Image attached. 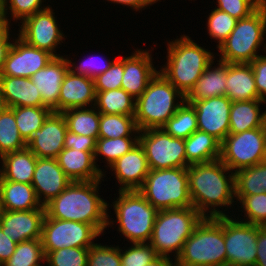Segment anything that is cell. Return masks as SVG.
Instances as JSON below:
<instances>
[{
  "label": "cell",
  "instance_id": "obj_7",
  "mask_svg": "<svg viewBox=\"0 0 266 266\" xmlns=\"http://www.w3.org/2000/svg\"><path fill=\"white\" fill-rule=\"evenodd\" d=\"M264 40L266 1L248 17L237 20L228 38L217 48L220 53L217 56H220L219 60L227 63H251L260 55V50L266 53Z\"/></svg>",
  "mask_w": 266,
  "mask_h": 266
},
{
  "label": "cell",
  "instance_id": "obj_53",
  "mask_svg": "<svg viewBox=\"0 0 266 266\" xmlns=\"http://www.w3.org/2000/svg\"><path fill=\"white\" fill-rule=\"evenodd\" d=\"M16 242H14L10 236L3 233L0 226V266L6 262L15 251Z\"/></svg>",
  "mask_w": 266,
  "mask_h": 266
},
{
  "label": "cell",
  "instance_id": "obj_58",
  "mask_svg": "<svg viewBox=\"0 0 266 266\" xmlns=\"http://www.w3.org/2000/svg\"><path fill=\"white\" fill-rule=\"evenodd\" d=\"M1 21H6L3 10V0H0V22Z\"/></svg>",
  "mask_w": 266,
  "mask_h": 266
},
{
  "label": "cell",
  "instance_id": "obj_59",
  "mask_svg": "<svg viewBox=\"0 0 266 266\" xmlns=\"http://www.w3.org/2000/svg\"><path fill=\"white\" fill-rule=\"evenodd\" d=\"M262 130H263V133H264V140H265V145H266V116H265V118L263 120Z\"/></svg>",
  "mask_w": 266,
  "mask_h": 266
},
{
  "label": "cell",
  "instance_id": "obj_15",
  "mask_svg": "<svg viewBox=\"0 0 266 266\" xmlns=\"http://www.w3.org/2000/svg\"><path fill=\"white\" fill-rule=\"evenodd\" d=\"M53 58L52 54L27 44L18 36L8 51L0 75L30 78Z\"/></svg>",
  "mask_w": 266,
  "mask_h": 266
},
{
  "label": "cell",
  "instance_id": "obj_57",
  "mask_svg": "<svg viewBox=\"0 0 266 266\" xmlns=\"http://www.w3.org/2000/svg\"><path fill=\"white\" fill-rule=\"evenodd\" d=\"M7 108L5 99H4V95H3V91H2V86L0 84V114Z\"/></svg>",
  "mask_w": 266,
  "mask_h": 266
},
{
  "label": "cell",
  "instance_id": "obj_2",
  "mask_svg": "<svg viewBox=\"0 0 266 266\" xmlns=\"http://www.w3.org/2000/svg\"><path fill=\"white\" fill-rule=\"evenodd\" d=\"M101 181H72L45 205L46 214L50 218L91 224L103 235L108 227L109 204L99 195Z\"/></svg>",
  "mask_w": 266,
  "mask_h": 266
},
{
  "label": "cell",
  "instance_id": "obj_47",
  "mask_svg": "<svg viewBox=\"0 0 266 266\" xmlns=\"http://www.w3.org/2000/svg\"><path fill=\"white\" fill-rule=\"evenodd\" d=\"M87 266H121L119 245L94 243L89 248Z\"/></svg>",
  "mask_w": 266,
  "mask_h": 266
},
{
  "label": "cell",
  "instance_id": "obj_27",
  "mask_svg": "<svg viewBox=\"0 0 266 266\" xmlns=\"http://www.w3.org/2000/svg\"><path fill=\"white\" fill-rule=\"evenodd\" d=\"M0 84L7 107L42 106L41 92L30 78L0 75Z\"/></svg>",
  "mask_w": 266,
  "mask_h": 266
},
{
  "label": "cell",
  "instance_id": "obj_34",
  "mask_svg": "<svg viewBox=\"0 0 266 266\" xmlns=\"http://www.w3.org/2000/svg\"><path fill=\"white\" fill-rule=\"evenodd\" d=\"M235 195L266 192V161L234 172Z\"/></svg>",
  "mask_w": 266,
  "mask_h": 266
},
{
  "label": "cell",
  "instance_id": "obj_4",
  "mask_svg": "<svg viewBox=\"0 0 266 266\" xmlns=\"http://www.w3.org/2000/svg\"><path fill=\"white\" fill-rule=\"evenodd\" d=\"M178 266H222L227 263L224 216L203 217L176 258Z\"/></svg>",
  "mask_w": 266,
  "mask_h": 266
},
{
  "label": "cell",
  "instance_id": "obj_10",
  "mask_svg": "<svg viewBox=\"0 0 266 266\" xmlns=\"http://www.w3.org/2000/svg\"><path fill=\"white\" fill-rule=\"evenodd\" d=\"M220 160L233 172L266 161L262 128L229 133L221 142Z\"/></svg>",
  "mask_w": 266,
  "mask_h": 266
},
{
  "label": "cell",
  "instance_id": "obj_11",
  "mask_svg": "<svg viewBox=\"0 0 266 266\" xmlns=\"http://www.w3.org/2000/svg\"><path fill=\"white\" fill-rule=\"evenodd\" d=\"M139 143L151 170L188 167L184 139L172 137L162 128L140 131Z\"/></svg>",
  "mask_w": 266,
  "mask_h": 266
},
{
  "label": "cell",
  "instance_id": "obj_9",
  "mask_svg": "<svg viewBox=\"0 0 266 266\" xmlns=\"http://www.w3.org/2000/svg\"><path fill=\"white\" fill-rule=\"evenodd\" d=\"M157 210L191 207L187 167L149 171L138 189Z\"/></svg>",
  "mask_w": 266,
  "mask_h": 266
},
{
  "label": "cell",
  "instance_id": "obj_20",
  "mask_svg": "<svg viewBox=\"0 0 266 266\" xmlns=\"http://www.w3.org/2000/svg\"><path fill=\"white\" fill-rule=\"evenodd\" d=\"M45 209L6 211L0 213V226L17 244L31 239H41Z\"/></svg>",
  "mask_w": 266,
  "mask_h": 266
},
{
  "label": "cell",
  "instance_id": "obj_12",
  "mask_svg": "<svg viewBox=\"0 0 266 266\" xmlns=\"http://www.w3.org/2000/svg\"><path fill=\"white\" fill-rule=\"evenodd\" d=\"M102 234L91 224L50 218L47 214L42 225V246L45 255L64 247L90 248Z\"/></svg>",
  "mask_w": 266,
  "mask_h": 266
},
{
  "label": "cell",
  "instance_id": "obj_16",
  "mask_svg": "<svg viewBox=\"0 0 266 266\" xmlns=\"http://www.w3.org/2000/svg\"><path fill=\"white\" fill-rule=\"evenodd\" d=\"M196 112L198 130L213 135L222 142L229 134L232 101L226 96H215L190 103Z\"/></svg>",
  "mask_w": 266,
  "mask_h": 266
},
{
  "label": "cell",
  "instance_id": "obj_45",
  "mask_svg": "<svg viewBox=\"0 0 266 266\" xmlns=\"http://www.w3.org/2000/svg\"><path fill=\"white\" fill-rule=\"evenodd\" d=\"M129 246L120 247L121 266H146L158 257L149 243H129Z\"/></svg>",
  "mask_w": 266,
  "mask_h": 266
},
{
  "label": "cell",
  "instance_id": "obj_22",
  "mask_svg": "<svg viewBox=\"0 0 266 266\" xmlns=\"http://www.w3.org/2000/svg\"><path fill=\"white\" fill-rule=\"evenodd\" d=\"M68 71L69 64L64 55L54 57L44 68L30 77V80L41 92L42 107H48L58 113L60 88Z\"/></svg>",
  "mask_w": 266,
  "mask_h": 266
},
{
  "label": "cell",
  "instance_id": "obj_61",
  "mask_svg": "<svg viewBox=\"0 0 266 266\" xmlns=\"http://www.w3.org/2000/svg\"><path fill=\"white\" fill-rule=\"evenodd\" d=\"M159 1H160V0H153L154 4L157 3V2H159ZM191 1H192V0H191Z\"/></svg>",
  "mask_w": 266,
  "mask_h": 266
},
{
  "label": "cell",
  "instance_id": "obj_35",
  "mask_svg": "<svg viewBox=\"0 0 266 266\" xmlns=\"http://www.w3.org/2000/svg\"><path fill=\"white\" fill-rule=\"evenodd\" d=\"M139 143V137H119V138H98L96 142L94 160L97 168L103 173V178L106 177L105 170L100 169L98 157L106 160L105 167L112 165L118 158L129 152L135 145Z\"/></svg>",
  "mask_w": 266,
  "mask_h": 266
},
{
  "label": "cell",
  "instance_id": "obj_56",
  "mask_svg": "<svg viewBox=\"0 0 266 266\" xmlns=\"http://www.w3.org/2000/svg\"><path fill=\"white\" fill-rule=\"evenodd\" d=\"M146 266H178L176 263V259L171 257H165V256H158L156 259H154L151 263H149Z\"/></svg>",
  "mask_w": 266,
  "mask_h": 266
},
{
  "label": "cell",
  "instance_id": "obj_33",
  "mask_svg": "<svg viewBox=\"0 0 266 266\" xmlns=\"http://www.w3.org/2000/svg\"><path fill=\"white\" fill-rule=\"evenodd\" d=\"M136 99L124 89L96 92L94 107L104 114L135 116Z\"/></svg>",
  "mask_w": 266,
  "mask_h": 266
},
{
  "label": "cell",
  "instance_id": "obj_51",
  "mask_svg": "<svg viewBox=\"0 0 266 266\" xmlns=\"http://www.w3.org/2000/svg\"><path fill=\"white\" fill-rule=\"evenodd\" d=\"M97 140L94 137L75 134L67 130L64 148H73L80 151H94Z\"/></svg>",
  "mask_w": 266,
  "mask_h": 266
},
{
  "label": "cell",
  "instance_id": "obj_48",
  "mask_svg": "<svg viewBox=\"0 0 266 266\" xmlns=\"http://www.w3.org/2000/svg\"><path fill=\"white\" fill-rule=\"evenodd\" d=\"M124 72V56L116 57L109 69L94 78L96 92L120 89Z\"/></svg>",
  "mask_w": 266,
  "mask_h": 266
},
{
  "label": "cell",
  "instance_id": "obj_18",
  "mask_svg": "<svg viewBox=\"0 0 266 266\" xmlns=\"http://www.w3.org/2000/svg\"><path fill=\"white\" fill-rule=\"evenodd\" d=\"M151 50L134 49L130 56H124V72L121 88L137 99L147 88L158 70L153 64Z\"/></svg>",
  "mask_w": 266,
  "mask_h": 266
},
{
  "label": "cell",
  "instance_id": "obj_17",
  "mask_svg": "<svg viewBox=\"0 0 266 266\" xmlns=\"http://www.w3.org/2000/svg\"><path fill=\"white\" fill-rule=\"evenodd\" d=\"M67 123L62 113L52 112L43 126L27 141V147L38 158H56L64 149Z\"/></svg>",
  "mask_w": 266,
  "mask_h": 266
},
{
  "label": "cell",
  "instance_id": "obj_43",
  "mask_svg": "<svg viewBox=\"0 0 266 266\" xmlns=\"http://www.w3.org/2000/svg\"><path fill=\"white\" fill-rule=\"evenodd\" d=\"M89 248L64 247L45 256L47 266H87Z\"/></svg>",
  "mask_w": 266,
  "mask_h": 266
},
{
  "label": "cell",
  "instance_id": "obj_40",
  "mask_svg": "<svg viewBox=\"0 0 266 266\" xmlns=\"http://www.w3.org/2000/svg\"><path fill=\"white\" fill-rule=\"evenodd\" d=\"M45 256L41 239L22 241L16 244L14 253L2 266H43Z\"/></svg>",
  "mask_w": 266,
  "mask_h": 266
},
{
  "label": "cell",
  "instance_id": "obj_26",
  "mask_svg": "<svg viewBox=\"0 0 266 266\" xmlns=\"http://www.w3.org/2000/svg\"><path fill=\"white\" fill-rule=\"evenodd\" d=\"M226 81V96L232 102L259 99L250 63H227Z\"/></svg>",
  "mask_w": 266,
  "mask_h": 266
},
{
  "label": "cell",
  "instance_id": "obj_30",
  "mask_svg": "<svg viewBox=\"0 0 266 266\" xmlns=\"http://www.w3.org/2000/svg\"><path fill=\"white\" fill-rule=\"evenodd\" d=\"M262 99L235 101L231 104L229 133H239L250 129L262 128L266 110L261 111Z\"/></svg>",
  "mask_w": 266,
  "mask_h": 266
},
{
  "label": "cell",
  "instance_id": "obj_29",
  "mask_svg": "<svg viewBox=\"0 0 266 266\" xmlns=\"http://www.w3.org/2000/svg\"><path fill=\"white\" fill-rule=\"evenodd\" d=\"M37 156L28 148L0 157V179L31 184Z\"/></svg>",
  "mask_w": 266,
  "mask_h": 266
},
{
  "label": "cell",
  "instance_id": "obj_1",
  "mask_svg": "<svg viewBox=\"0 0 266 266\" xmlns=\"http://www.w3.org/2000/svg\"><path fill=\"white\" fill-rule=\"evenodd\" d=\"M187 173L193 207L203 217L228 216L226 211L236 202L234 172L217 159L189 165Z\"/></svg>",
  "mask_w": 266,
  "mask_h": 266
},
{
  "label": "cell",
  "instance_id": "obj_14",
  "mask_svg": "<svg viewBox=\"0 0 266 266\" xmlns=\"http://www.w3.org/2000/svg\"><path fill=\"white\" fill-rule=\"evenodd\" d=\"M224 216V241L227 264L255 266L259 225Z\"/></svg>",
  "mask_w": 266,
  "mask_h": 266
},
{
  "label": "cell",
  "instance_id": "obj_38",
  "mask_svg": "<svg viewBox=\"0 0 266 266\" xmlns=\"http://www.w3.org/2000/svg\"><path fill=\"white\" fill-rule=\"evenodd\" d=\"M53 111L48 107H14V116L20 135L27 142L39 130Z\"/></svg>",
  "mask_w": 266,
  "mask_h": 266
},
{
  "label": "cell",
  "instance_id": "obj_31",
  "mask_svg": "<svg viewBox=\"0 0 266 266\" xmlns=\"http://www.w3.org/2000/svg\"><path fill=\"white\" fill-rule=\"evenodd\" d=\"M184 142L186 161L190 165L220 159L221 142L213 135L196 130Z\"/></svg>",
  "mask_w": 266,
  "mask_h": 266
},
{
  "label": "cell",
  "instance_id": "obj_3",
  "mask_svg": "<svg viewBox=\"0 0 266 266\" xmlns=\"http://www.w3.org/2000/svg\"><path fill=\"white\" fill-rule=\"evenodd\" d=\"M194 41L185 34L173 41L169 40L167 61L158 70L184 96L189 93L216 57L214 52Z\"/></svg>",
  "mask_w": 266,
  "mask_h": 266
},
{
  "label": "cell",
  "instance_id": "obj_28",
  "mask_svg": "<svg viewBox=\"0 0 266 266\" xmlns=\"http://www.w3.org/2000/svg\"><path fill=\"white\" fill-rule=\"evenodd\" d=\"M1 210L27 211L45 209L38 201L32 184L0 179Z\"/></svg>",
  "mask_w": 266,
  "mask_h": 266
},
{
  "label": "cell",
  "instance_id": "obj_49",
  "mask_svg": "<svg viewBox=\"0 0 266 266\" xmlns=\"http://www.w3.org/2000/svg\"><path fill=\"white\" fill-rule=\"evenodd\" d=\"M215 8L239 20L255 12L266 0H216Z\"/></svg>",
  "mask_w": 266,
  "mask_h": 266
},
{
  "label": "cell",
  "instance_id": "obj_13",
  "mask_svg": "<svg viewBox=\"0 0 266 266\" xmlns=\"http://www.w3.org/2000/svg\"><path fill=\"white\" fill-rule=\"evenodd\" d=\"M56 18L54 10L49 5L46 9L36 12L19 23L22 25L18 28L17 36L27 44L47 51L54 57L64 56V54H57L56 50L67 36L64 35L63 30L61 31Z\"/></svg>",
  "mask_w": 266,
  "mask_h": 266
},
{
  "label": "cell",
  "instance_id": "obj_19",
  "mask_svg": "<svg viewBox=\"0 0 266 266\" xmlns=\"http://www.w3.org/2000/svg\"><path fill=\"white\" fill-rule=\"evenodd\" d=\"M71 182L56 158H37L31 184L42 206L57 197Z\"/></svg>",
  "mask_w": 266,
  "mask_h": 266
},
{
  "label": "cell",
  "instance_id": "obj_54",
  "mask_svg": "<svg viewBox=\"0 0 266 266\" xmlns=\"http://www.w3.org/2000/svg\"><path fill=\"white\" fill-rule=\"evenodd\" d=\"M257 260L255 266H266V226L257 230Z\"/></svg>",
  "mask_w": 266,
  "mask_h": 266
},
{
  "label": "cell",
  "instance_id": "obj_60",
  "mask_svg": "<svg viewBox=\"0 0 266 266\" xmlns=\"http://www.w3.org/2000/svg\"><path fill=\"white\" fill-rule=\"evenodd\" d=\"M222 266H243V265H232V264H224V265H222Z\"/></svg>",
  "mask_w": 266,
  "mask_h": 266
},
{
  "label": "cell",
  "instance_id": "obj_44",
  "mask_svg": "<svg viewBox=\"0 0 266 266\" xmlns=\"http://www.w3.org/2000/svg\"><path fill=\"white\" fill-rule=\"evenodd\" d=\"M46 1V0H45ZM44 0H3V10L5 20L11 24L13 22L20 23L27 17L35 14L36 12L46 9L48 5H44ZM10 14V19L8 15ZM10 20V21H9Z\"/></svg>",
  "mask_w": 266,
  "mask_h": 266
},
{
  "label": "cell",
  "instance_id": "obj_25",
  "mask_svg": "<svg viewBox=\"0 0 266 266\" xmlns=\"http://www.w3.org/2000/svg\"><path fill=\"white\" fill-rule=\"evenodd\" d=\"M218 62L215 66L214 62ZM212 61L202 73L196 84L185 96V102L205 100L215 96L226 95L227 87V62L219 59Z\"/></svg>",
  "mask_w": 266,
  "mask_h": 266
},
{
  "label": "cell",
  "instance_id": "obj_52",
  "mask_svg": "<svg viewBox=\"0 0 266 266\" xmlns=\"http://www.w3.org/2000/svg\"><path fill=\"white\" fill-rule=\"evenodd\" d=\"M10 27L11 25L7 21L0 22V70L14 41V38L11 40L12 32L9 31V29L11 30Z\"/></svg>",
  "mask_w": 266,
  "mask_h": 266
},
{
  "label": "cell",
  "instance_id": "obj_21",
  "mask_svg": "<svg viewBox=\"0 0 266 266\" xmlns=\"http://www.w3.org/2000/svg\"><path fill=\"white\" fill-rule=\"evenodd\" d=\"M110 168V169H109ZM120 187L117 190H138L150 168L143 147L138 143L108 167Z\"/></svg>",
  "mask_w": 266,
  "mask_h": 266
},
{
  "label": "cell",
  "instance_id": "obj_55",
  "mask_svg": "<svg viewBox=\"0 0 266 266\" xmlns=\"http://www.w3.org/2000/svg\"><path fill=\"white\" fill-rule=\"evenodd\" d=\"M107 2H111V4H120L127 7H130L133 11H141L142 9H146L147 7L154 5L153 0H105Z\"/></svg>",
  "mask_w": 266,
  "mask_h": 266
},
{
  "label": "cell",
  "instance_id": "obj_6",
  "mask_svg": "<svg viewBox=\"0 0 266 266\" xmlns=\"http://www.w3.org/2000/svg\"><path fill=\"white\" fill-rule=\"evenodd\" d=\"M184 102L185 96L158 71L136 99L134 118L139 131L161 128Z\"/></svg>",
  "mask_w": 266,
  "mask_h": 266
},
{
  "label": "cell",
  "instance_id": "obj_23",
  "mask_svg": "<svg viewBox=\"0 0 266 266\" xmlns=\"http://www.w3.org/2000/svg\"><path fill=\"white\" fill-rule=\"evenodd\" d=\"M95 101L94 79L85 75L74 74L69 70L60 88L58 113L71 108L93 107Z\"/></svg>",
  "mask_w": 266,
  "mask_h": 266
},
{
  "label": "cell",
  "instance_id": "obj_50",
  "mask_svg": "<svg viewBox=\"0 0 266 266\" xmlns=\"http://www.w3.org/2000/svg\"><path fill=\"white\" fill-rule=\"evenodd\" d=\"M258 98L266 101V55H259L251 63Z\"/></svg>",
  "mask_w": 266,
  "mask_h": 266
},
{
  "label": "cell",
  "instance_id": "obj_24",
  "mask_svg": "<svg viewBox=\"0 0 266 266\" xmlns=\"http://www.w3.org/2000/svg\"><path fill=\"white\" fill-rule=\"evenodd\" d=\"M56 160L71 181H104L103 173L95 164L94 151L64 148L58 154Z\"/></svg>",
  "mask_w": 266,
  "mask_h": 266
},
{
  "label": "cell",
  "instance_id": "obj_36",
  "mask_svg": "<svg viewBox=\"0 0 266 266\" xmlns=\"http://www.w3.org/2000/svg\"><path fill=\"white\" fill-rule=\"evenodd\" d=\"M134 116L100 113L98 138L139 137Z\"/></svg>",
  "mask_w": 266,
  "mask_h": 266
},
{
  "label": "cell",
  "instance_id": "obj_32",
  "mask_svg": "<svg viewBox=\"0 0 266 266\" xmlns=\"http://www.w3.org/2000/svg\"><path fill=\"white\" fill-rule=\"evenodd\" d=\"M67 130L98 139L100 112L93 106L88 108H71L62 112Z\"/></svg>",
  "mask_w": 266,
  "mask_h": 266
},
{
  "label": "cell",
  "instance_id": "obj_42",
  "mask_svg": "<svg viewBox=\"0 0 266 266\" xmlns=\"http://www.w3.org/2000/svg\"><path fill=\"white\" fill-rule=\"evenodd\" d=\"M207 20V34L211 39L217 41L216 48H218L235 28L237 19L231 17L224 11L214 8L207 16Z\"/></svg>",
  "mask_w": 266,
  "mask_h": 266
},
{
  "label": "cell",
  "instance_id": "obj_41",
  "mask_svg": "<svg viewBox=\"0 0 266 266\" xmlns=\"http://www.w3.org/2000/svg\"><path fill=\"white\" fill-rule=\"evenodd\" d=\"M236 203L240 204L246 218L238 220L247 222L261 227L266 226V192L255 195H235ZM239 201V202H238Z\"/></svg>",
  "mask_w": 266,
  "mask_h": 266
},
{
  "label": "cell",
  "instance_id": "obj_8",
  "mask_svg": "<svg viewBox=\"0 0 266 266\" xmlns=\"http://www.w3.org/2000/svg\"><path fill=\"white\" fill-rule=\"evenodd\" d=\"M202 218L193 206L158 210L149 244L158 256L176 259Z\"/></svg>",
  "mask_w": 266,
  "mask_h": 266
},
{
  "label": "cell",
  "instance_id": "obj_39",
  "mask_svg": "<svg viewBox=\"0 0 266 266\" xmlns=\"http://www.w3.org/2000/svg\"><path fill=\"white\" fill-rule=\"evenodd\" d=\"M161 128L172 137L185 140L194 131L198 130L194 107L184 102Z\"/></svg>",
  "mask_w": 266,
  "mask_h": 266
},
{
  "label": "cell",
  "instance_id": "obj_46",
  "mask_svg": "<svg viewBox=\"0 0 266 266\" xmlns=\"http://www.w3.org/2000/svg\"><path fill=\"white\" fill-rule=\"evenodd\" d=\"M91 56H88L89 58H86V60L84 58V60L79 61L78 66V64H75L76 62L71 61V57H68V55H66L69 64V70L74 74L85 75L86 77L94 79L98 75L103 74L107 69H109L115 60L114 58L113 60H110L109 58L108 60H105L101 55H96V57L94 55Z\"/></svg>",
  "mask_w": 266,
  "mask_h": 266
},
{
  "label": "cell",
  "instance_id": "obj_37",
  "mask_svg": "<svg viewBox=\"0 0 266 266\" xmlns=\"http://www.w3.org/2000/svg\"><path fill=\"white\" fill-rule=\"evenodd\" d=\"M27 147V142L20 135L14 116V108L7 107L0 114V157Z\"/></svg>",
  "mask_w": 266,
  "mask_h": 266
},
{
  "label": "cell",
  "instance_id": "obj_5",
  "mask_svg": "<svg viewBox=\"0 0 266 266\" xmlns=\"http://www.w3.org/2000/svg\"><path fill=\"white\" fill-rule=\"evenodd\" d=\"M118 194L117 200L108 205L116 219L108 215L107 226L117 223L118 233L130 243H149L158 210L138 190H119Z\"/></svg>",
  "mask_w": 266,
  "mask_h": 266
}]
</instances>
